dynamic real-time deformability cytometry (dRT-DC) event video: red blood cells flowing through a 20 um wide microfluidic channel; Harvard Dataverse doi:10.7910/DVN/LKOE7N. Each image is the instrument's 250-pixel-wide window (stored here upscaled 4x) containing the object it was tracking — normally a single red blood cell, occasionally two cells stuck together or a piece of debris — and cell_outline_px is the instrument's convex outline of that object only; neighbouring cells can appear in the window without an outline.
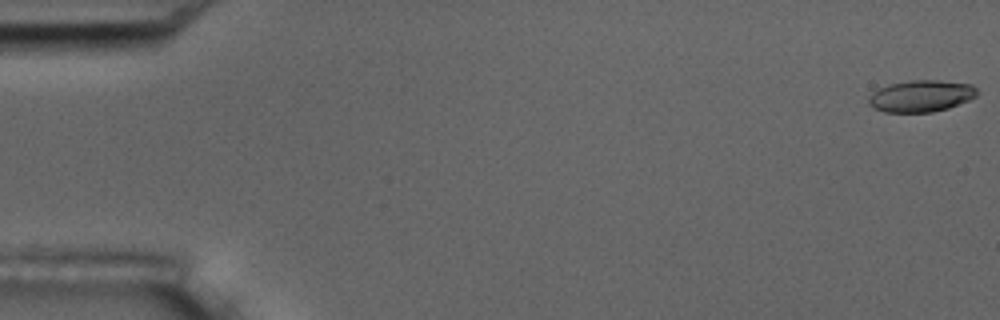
{"species": "common noctule bat (a hibernating species)", "species_latin": "Nyctalus noctula", "temperature_condition": "room temperature", "stored_images_in_passage": 18, "camera_frame_rate_fps": 3000, "um_per_image_px": 0.085, "animal": {"sex": "male", "body_mass_g": 17.5, "forearm_length_mm": 52.3}, "frame": {"image": 1, "passage_image": 1, "time_ms": 0.0, "image_size_px": [1000, 320], "cell_outline_px": [[976, 96], [968, 100], [948, 108], [932, 112], [884, 112], [872, 108], [868, 104], [868, 96], [876, 88], [888, 84], [912, 80], [936, 80], [972, 84], [976, 88]], "centroid_in_image_um": [78.22, 8.16], "position_along_channel_um": 6.8, "area_um2": 20.17}}
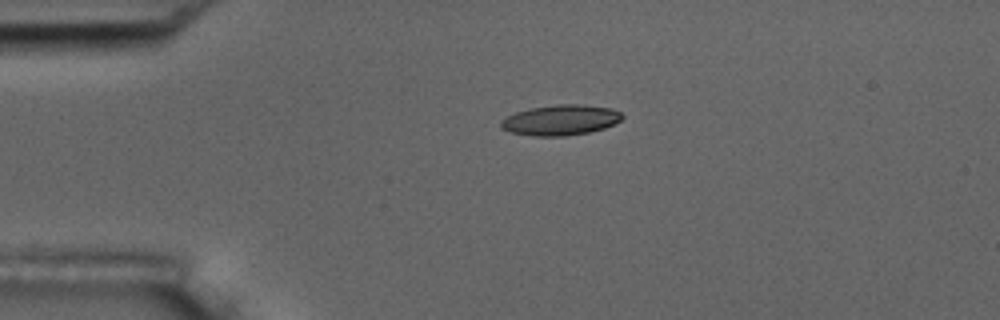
{"frame": {"image": 2, "passage_image": 13, "time_ms": 4.0, "image_size_px": [1000, 320], "cell_outline_px": [[624, 116], [620, 120], [604, 128], [588, 132], [564, 136], [532, 136], [512, 132], [500, 128], [500, 120], [516, 112], [532, 108], [556, 104], [584, 104], [612, 108], [620, 112]], "centroid_in_image_um": [47.64, 10.2], "position_along_channel_um": 37.4, "area_um2": 21.44}}